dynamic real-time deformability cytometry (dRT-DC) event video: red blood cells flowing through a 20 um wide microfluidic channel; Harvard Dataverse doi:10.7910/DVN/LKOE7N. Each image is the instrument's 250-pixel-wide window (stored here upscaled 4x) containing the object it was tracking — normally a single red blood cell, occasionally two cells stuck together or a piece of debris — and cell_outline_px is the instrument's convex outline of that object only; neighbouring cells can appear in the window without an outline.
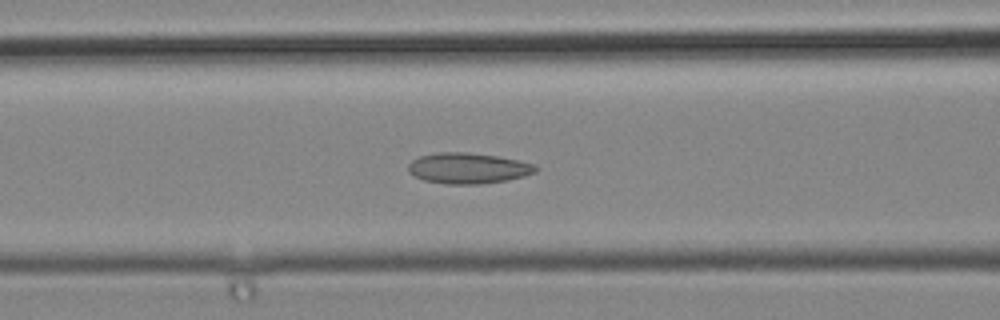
{"species": "common noctule bat (a hibernating species)", "species_latin": "Nyctalus noctula", "temperature_condition": "cold", "stored_images_in_passage": 21, "camera_frame_rate_fps": 3000, "um_per_image_px": 0.085, "animal": {"sex": "male", "body_mass_g": 19.2, "forearm_length_mm": 51.8}, "frame": {"image": 1, "passage_image": 20, "time_ms": 6.333, "image_size_px": [1000, 320], "cell_outline_px": [[540, 168], [536, 172], [524, 176], [508, 180], [480, 184], [444, 184], [424, 180], [412, 176], [408, 172], [408, 164], [412, 160], [420, 156], [436, 152], [468, 152], [496, 156], [536, 164]], "centroid_in_image_um": [39.77, 14.3], "position_along_channel_um": 126.8, "area_um2": 23.06}}